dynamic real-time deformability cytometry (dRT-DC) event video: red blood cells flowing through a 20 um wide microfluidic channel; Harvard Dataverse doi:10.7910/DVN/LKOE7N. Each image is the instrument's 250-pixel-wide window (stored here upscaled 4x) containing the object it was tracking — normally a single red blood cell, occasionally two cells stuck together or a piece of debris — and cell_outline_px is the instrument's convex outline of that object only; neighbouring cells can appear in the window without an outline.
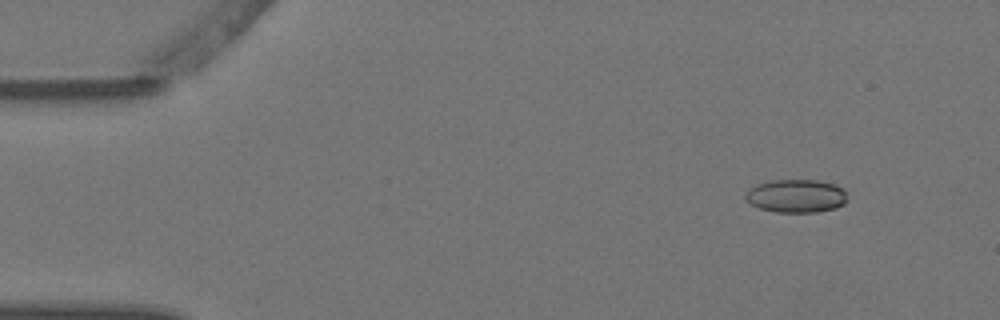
{"species": "Egyptian fruit bat (a non-hibernating species)", "species_latin": "Rousettus aegyptiacus", "temperature_condition": "warm", "stored_images_in_passage": 5, "camera_frame_rate_fps": 3000, "um_per_image_px": 0.085, "animal": {"sex": "female"}, "frame": {"image": 1, "passage_image": 2, "time_ms": 0.333, "image_size_px": [1000, 320], "cell_outline_px": [[848, 200], [844, 204], [836, 208], [816, 212], [776, 212], [760, 208], [748, 204], [744, 196], [756, 184], [772, 180], [816, 180], [836, 184], [844, 188]], "centroid_in_image_um": [67.71, 16.66], "position_along_channel_um": 17.3, "area_um2": 19.88}}
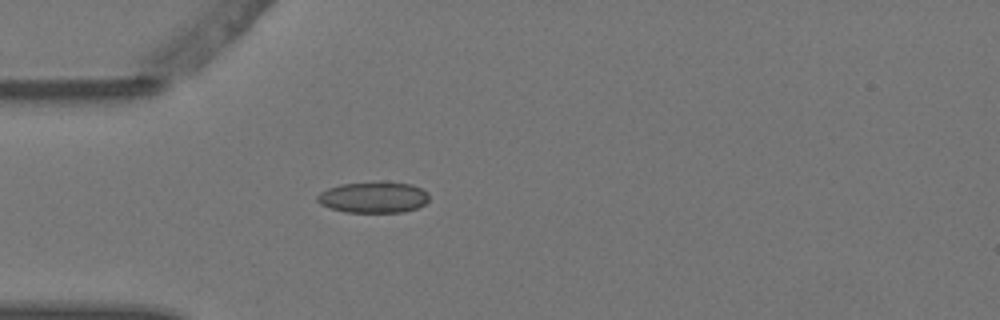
{"frame": {"image": 2, "passage_image": 5, "time_ms": 1.333, "image_size_px": [1000, 320], "cell_outline_px": [[428, 200], [424, 204], [416, 208], [404, 212], [344, 212], [320, 204], [316, 200], [316, 196], [320, 192], [328, 188], [340, 184], [412, 184], [428, 192]], "centroid_in_image_um": [31.72, 16.81], "position_along_channel_um": 53.3, "area_um2": 19.59}}